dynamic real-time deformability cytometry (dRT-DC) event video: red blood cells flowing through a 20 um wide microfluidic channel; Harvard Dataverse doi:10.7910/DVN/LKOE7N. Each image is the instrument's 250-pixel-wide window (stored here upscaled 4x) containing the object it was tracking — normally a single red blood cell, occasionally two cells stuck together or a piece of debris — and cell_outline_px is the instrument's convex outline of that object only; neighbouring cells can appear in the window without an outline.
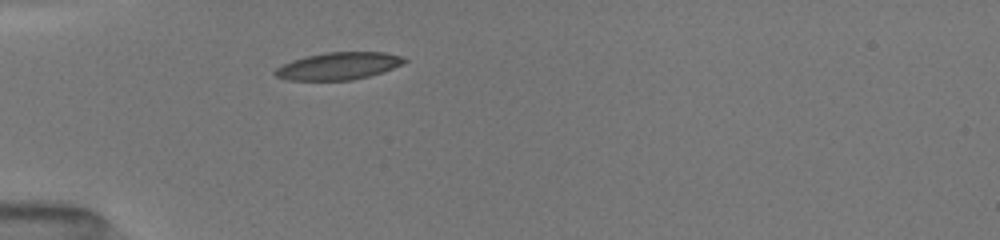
{"species": "common noctule bat (a hibernating species)", "species_latin": "Nyctalus noctula", "temperature_condition": "room temperature", "stored_images_in_passage": 1, "camera_frame_rate_fps": 3000, "um_per_image_px": 0.085, "animal": {"sex": "female", "body_mass_g": 19.5, "forearm_length_mm": 54.1}, "frame": {"image": 1, "passage_image": 1, "time_ms": 0.0, "image_size_px": [1000, 240], "cell_outline_px": [[408, 60], [384, 72], [352, 80], [288, 80], [276, 76], [272, 72], [276, 68], [292, 60], [324, 52], [384, 52], [404, 56]], "centroid_in_image_um": [28.78, 5.61], "position_along_channel_um": 56.2, "area_um2": 20.52}}